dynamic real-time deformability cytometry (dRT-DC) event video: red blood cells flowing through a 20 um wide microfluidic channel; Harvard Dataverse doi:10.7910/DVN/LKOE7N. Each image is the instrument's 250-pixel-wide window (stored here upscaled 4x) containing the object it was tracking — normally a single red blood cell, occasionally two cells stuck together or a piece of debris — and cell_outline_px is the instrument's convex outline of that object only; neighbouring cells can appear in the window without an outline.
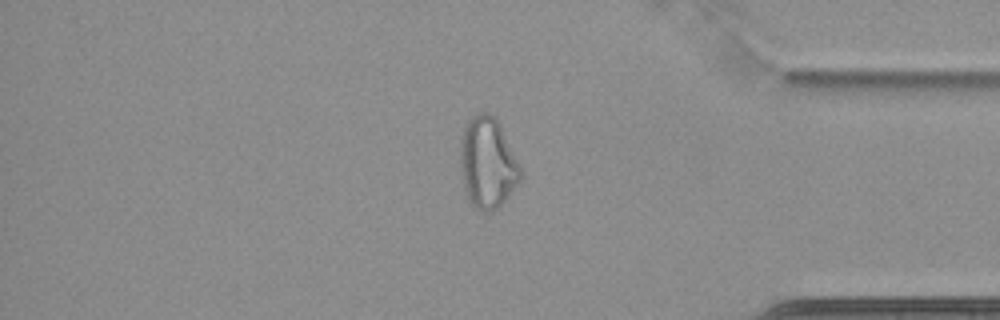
{"species": "common noctule bat (a hibernating species)", "species_latin": "Nyctalus noctula", "temperature_condition": "cold", "stored_images_in_passage": 62, "camera_frame_rate_fps": 3000, "um_per_image_px": 0.085, "animal": {"sex": "female", "body_mass_g": 22.7, "forearm_length_mm": 54.2}, "frame": {"image": 1, "passage_image": 53, "time_ms": 17.333, "image_size_px": [1000, 320], "cell_outline_px": [[524, 176], [508, 196], [496, 208], [488, 212], [484, 212], [476, 208], [472, 204], [464, 188], [460, 172], [460, 136], [468, 120], [472, 116], [480, 112], [488, 112], [496, 116]], "centroid_in_image_um": [41.42, 13.82], "position_along_channel_um": 393.8, "area_um2": 31.91}}